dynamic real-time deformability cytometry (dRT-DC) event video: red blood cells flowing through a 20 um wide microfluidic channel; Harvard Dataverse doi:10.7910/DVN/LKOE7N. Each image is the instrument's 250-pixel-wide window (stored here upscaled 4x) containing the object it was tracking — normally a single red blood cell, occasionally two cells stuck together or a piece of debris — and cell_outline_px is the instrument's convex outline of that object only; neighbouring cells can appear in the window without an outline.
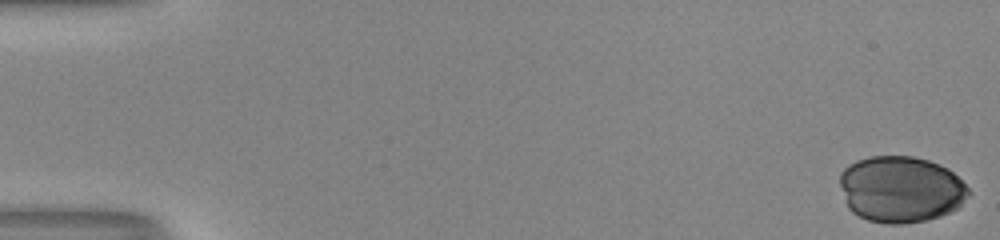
{"species": "human", "species_latin": "Homo sapiens", "temperature_condition": "room temperature", "stored_images_in_passage": 46, "camera_frame_rate_fps": 3000, "um_per_image_px": 0.085, "donor": {"sex": "male"}, "frame": {"image": 1, "passage_image": 1, "time_ms": 0.0, "image_size_px": [1000, 240], "cell_outline_px": [[972, 192], [960, 208], [940, 216], [928, 220], [904, 224], [888, 224], [868, 220], [852, 212], [848, 208], [840, 184], [840, 172], [848, 164], [856, 160], [868, 156], [912, 156], [928, 160], [940, 164], [948, 168]], "centroid_in_image_um": [76.58, 16.09], "position_along_channel_um": 8.4, "area_um2": 50.23}}
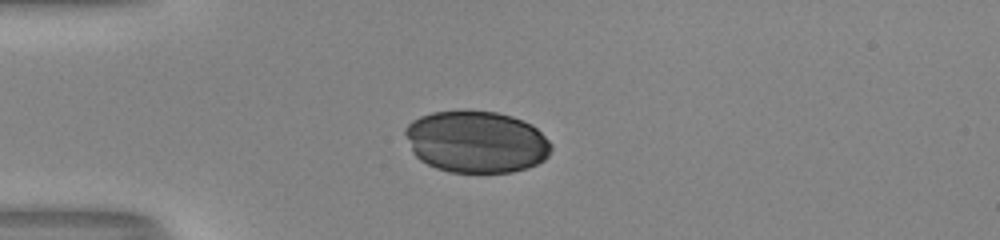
{"frame": {"image": 2, "passage_image": 15, "time_ms": 4.667, "image_size_px": [1000, 240], "cell_outline_px": [[552, 148], [548, 156], [544, 160], [528, 168], [512, 172], [448, 172], [436, 168], [420, 160], [412, 152], [404, 132], [404, 128], [412, 120], [420, 116], [432, 112], [464, 108], [496, 112], [512, 116], [532, 124], [552, 144]], "centroid_in_image_um": [40.47, 12.02], "position_along_channel_um": 44.5, "area_um2": 53.41}}
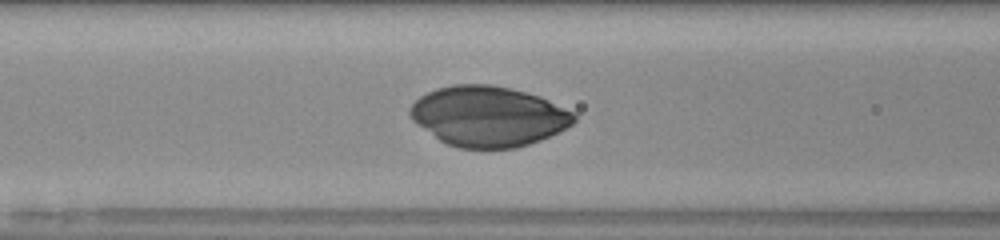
{"frame": {"image": 3, "passage_image": 23, "time_ms": 7.333, "image_size_px": [1000, 240], "cell_outline_px": [[576, 120], [572, 124], [560, 132], [540, 140], [516, 148], [460, 148], [448, 144], [440, 140], [416, 124], [408, 116], [408, 108], [420, 96], [436, 88], [452, 84], [492, 84], [512, 88], [528, 92], [540, 96], [576, 112]], "centroid_in_image_um": [41.52, 9.87], "position_along_channel_um": 125.1, "area_um2": 58.09}}